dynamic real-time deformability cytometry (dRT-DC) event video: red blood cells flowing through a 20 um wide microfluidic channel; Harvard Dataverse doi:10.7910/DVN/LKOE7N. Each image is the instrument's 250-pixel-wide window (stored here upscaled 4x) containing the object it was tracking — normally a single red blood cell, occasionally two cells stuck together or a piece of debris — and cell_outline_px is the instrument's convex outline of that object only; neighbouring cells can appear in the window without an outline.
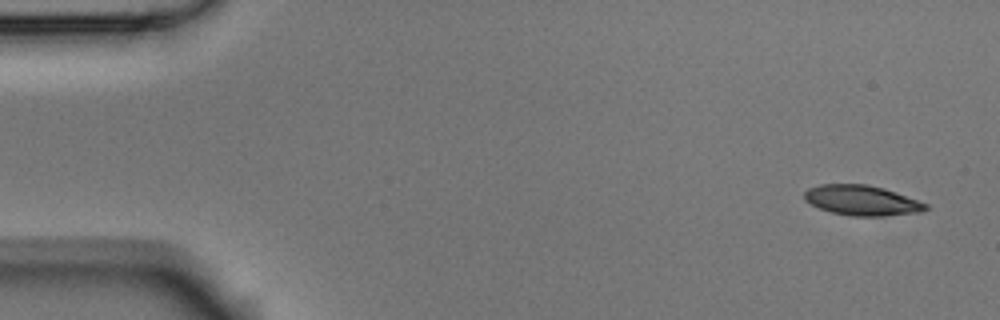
{"species": "Egyptian fruit bat (a non-hibernating species)", "species_latin": "Rousettus aegyptiacus", "temperature_condition": "room temperature", "stored_images_in_passage": 10, "camera_frame_rate_fps": 3000, "um_per_image_px": 0.085, "animal": {"sex": "male"}, "frame": {"image": 1, "passage_image": 1, "time_ms": 0.0, "image_size_px": [1000, 320], "cell_outline_px": [[932, 208], [924, 212], [884, 216], [852, 216], [832, 212], [820, 208], [804, 200], [804, 192], [808, 188], [820, 184], [868, 184], [884, 188], [896, 192], [928, 204]], "centroid_in_image_um": [73.31, 17.03], "position_along_channel_um": 11.7, "area_um2": 21.5}}
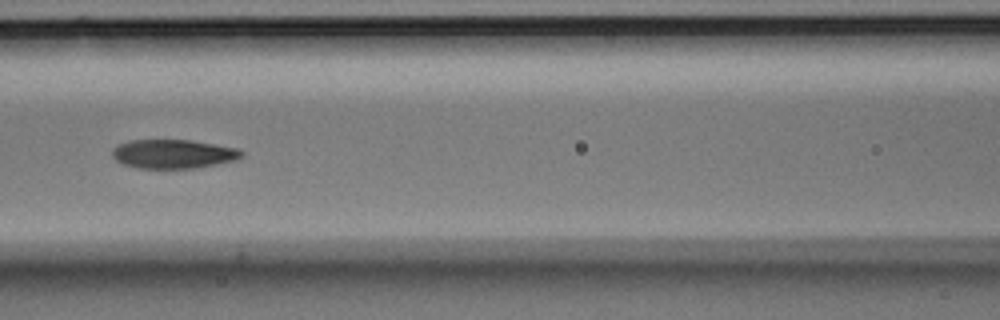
{"frame": {"image": 2, "passage_image": 6, "time_ms": 1.667, "image_size_px": [1000, 320], "cell_outline_px": [[244, 156], [236, 160], [196, 168], [136, 168], [124, 164], [116, 160], [112, 156], [112, 148], [128, 140], [192, 140], [236, 148], [244, 152]], "centroid_in_image_um": [14.73, 13.08], "position_along_channel_um": 151.9, "area_um2": 21.85}}
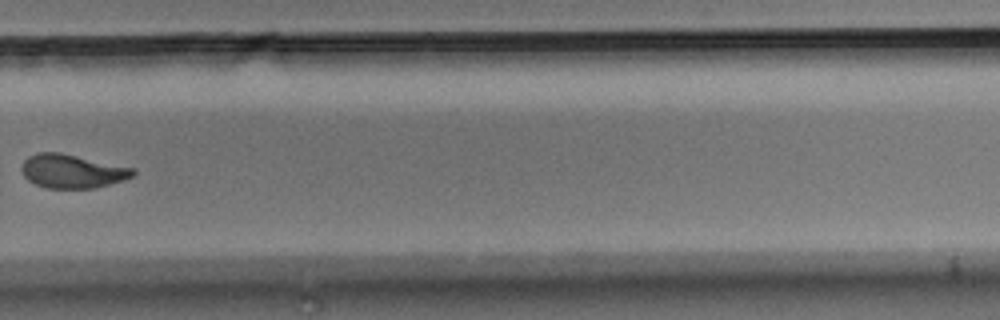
{"frame": {"image": 3, "passage_image": 10, "time_ms": 3.0, "image_size_px": [1000, 320], "cell_outline_px": [[136, 176], [124, 180], [92, 188], [48, 188], [36, 184], [28, 180], [24, 176], [20, 168], [24, 160], [28, 156], [36, 152], [60, 152], [136, 168]], "centroid_in_image_um": [6.15, 14.54], "position_along_channel_um": 323.6, "area_um2": 22.08}}